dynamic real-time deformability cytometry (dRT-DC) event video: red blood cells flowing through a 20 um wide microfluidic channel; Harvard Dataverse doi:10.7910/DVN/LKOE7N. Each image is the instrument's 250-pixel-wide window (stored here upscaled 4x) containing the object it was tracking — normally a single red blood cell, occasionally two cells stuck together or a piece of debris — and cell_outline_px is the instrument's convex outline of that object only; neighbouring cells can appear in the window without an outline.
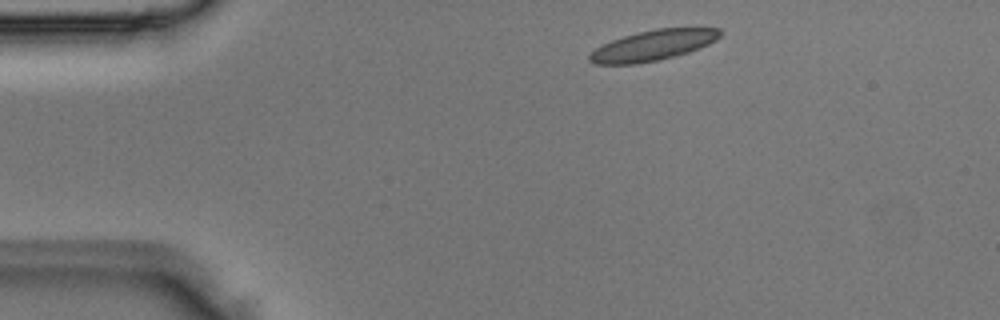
{"species": "Egyptian fruit bat (a non-hibernating species)", "species_latin": "Rousettus aegyptiacus", "temperature_condition": "room temperature", "stored_images_in_passage": 2, "camera_frame_rate_fps": 3000, "um_per_image_px": 0.085, "animal": {"sex": "male"}, "frame": {"image": 1, "passage_image": 1, "time_ms": 0.0, "image_size_px": [1000, 320], "cell_outline_px": [[720, 36], [716, 40], [700, 48], [688, 52], [660, 60], [636, 64], [596, 64], [588, 60], [588, 56], [596, 48], [612, 40], [624, 36], [656, 28], [720, 28]], "centroid_in_image_um": [55.51, 3.86], "position_along_channel_um": 29.5, "area_um2": 22.95}}